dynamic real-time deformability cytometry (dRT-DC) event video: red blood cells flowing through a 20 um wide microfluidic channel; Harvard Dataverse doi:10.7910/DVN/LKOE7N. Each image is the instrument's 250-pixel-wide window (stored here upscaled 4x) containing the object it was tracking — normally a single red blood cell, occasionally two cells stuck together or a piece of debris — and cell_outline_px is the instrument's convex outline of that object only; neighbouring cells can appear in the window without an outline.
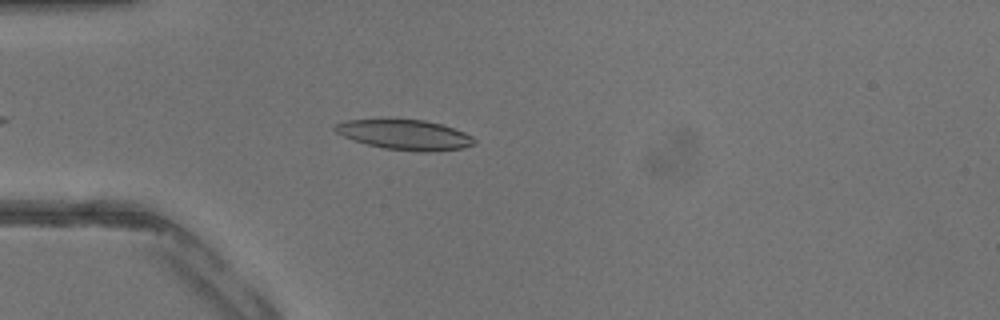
{"species": "common noctule bat (a hibernating species)", "species_latin": "Nyctalus noctula", "temperature_condition": "warm", "stored_images_in_passage": 33, "camera_frame_rate_fps": 3000, "um_per_image_px": 0.085, "animal": {"sex": "male", "body_mass_g": 13.3}, "frame": {"image": 1, "passage_image": 6, "time_ms": 1.667, "image_size_px": [1000, 320], "cell_outline_px": [[476, 144], [464, 148], [428, 152], [416, 152], [384, 148], [352, 140], [336, 132], [332, 128], [332, 124], [344, 120], [424, 120], [440, 124], [464, 132], [472, 136], [476, 140]], "centroid_in_image_um": [34.41, 11.46], "position_along_channel_um": 50.6, "area_um2": 24.33}}
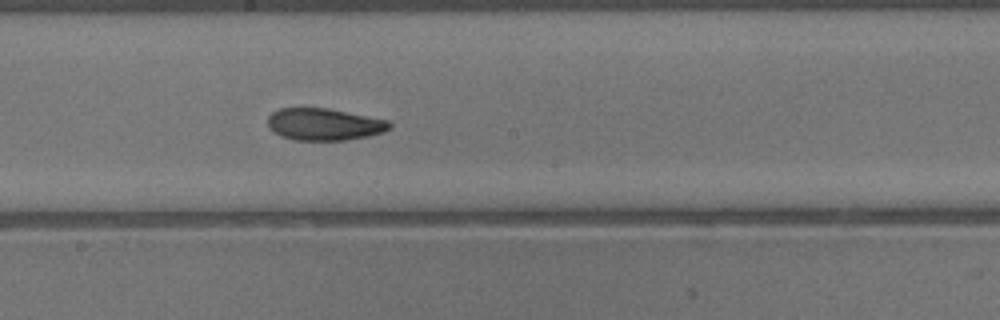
{"frame": {"image": 2, "passage_image": 17, "time_ms": 5.333, "image_size_px": [1000, 320], "cell_outline_px": [[392, 128], [384, 132], [368, 136], [344, 140], [296, 140], [280, 136], [272, 132], [268, 128], [268, 116], [272, 112], [280, 108], [328, 108], [388, 120], [392, 124]], "centroid_in_image_um": [27.54, 10.57], "position_along_channel_um": 220.7, "area_um2": 22.89}}
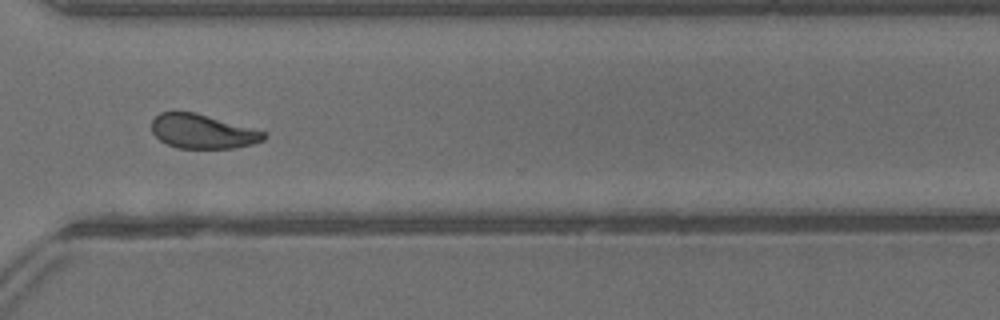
{"frame": {"image": 3, "passage_image": 25, "time_ms": 8.0, "image_size_px": [1000, 320], "cell_outline_px": [[268, 136], [264, 140], [252, 144], [232, 148], [176, 148], [160, 140], [152, 132], [152, 120], [160, 112], [196, 112], [268, 132]], "centroid_in_image_um": [17.25, 11.17], "position_along_channel_um": 353.3, "area_um2": 22.48}}